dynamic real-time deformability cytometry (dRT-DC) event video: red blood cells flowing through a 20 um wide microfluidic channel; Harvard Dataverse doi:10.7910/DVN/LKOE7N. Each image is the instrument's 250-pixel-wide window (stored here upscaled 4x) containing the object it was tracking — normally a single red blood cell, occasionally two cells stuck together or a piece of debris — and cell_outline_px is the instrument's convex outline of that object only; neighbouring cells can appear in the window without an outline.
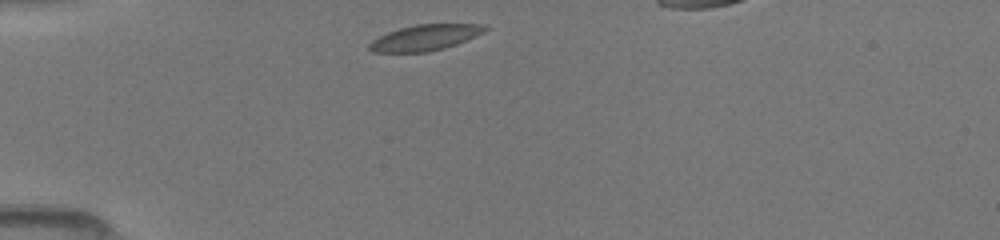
{"species": "common noctule bat (a hibernating species)", "species_latin": "Nyctalus noctula", "temperature_condition": "room temperature", "stored_images_in_passage": 45, "camera_frame_rate_fps": 3000, "um_per_image_px": 0.085, "animal": {"sex": "female", "body_mass_g": 19.5, "forearm_length_mm": 54.1}, "frame": {"image": 1, "passage_image": 1, "time_ms": 0.0, "image_size_px": [1000, 240], "cell_outline_px": [[488, 28], [484, 32], [476, 36], [456, 44], [444, 48], [428, 52], [372, 52], [368, 48], [368, 44], [372, 40], [388, 32], [400, 28], [416, 24], [484, 24]], "centroid_in_image_um": [36.13, 3.19], "position_along_channel_um": 48.9, "area_um2": 17.34}}
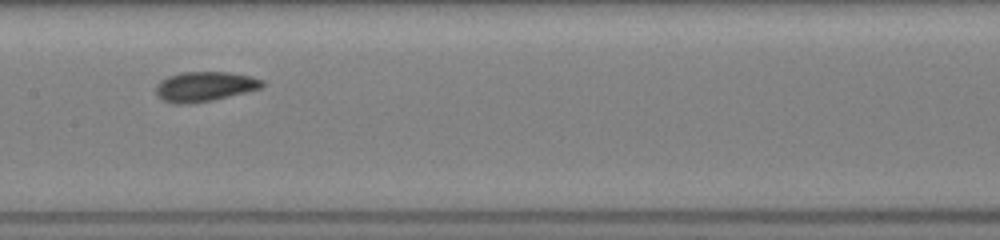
{"frame": {"image": 2, "passage_image": 17, "time_ms": 4.0, "image_size_px": [1000, 240], "cell_outline_px": [[264, 88], [212, 100], [188, 104], [172, 104], [156, 96], [156, 84], [160, 80], [168, 76], [180, 72], [228, 72], [248, 76], [264, 80]], "centroid_in_image_um": [17.38, 7.36], "position_along_channel_um": 190.0, "area_um2": 18.61}}
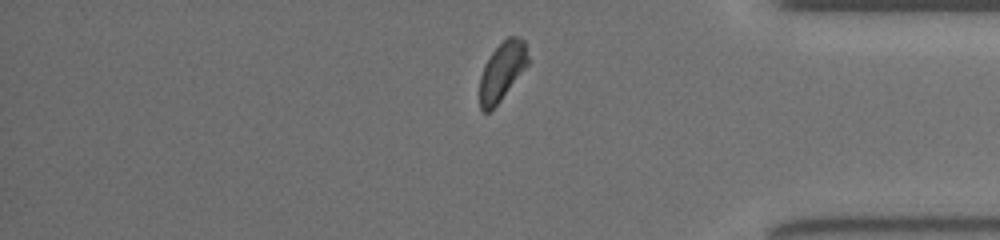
{"frame": {"image": 3, "passage_image": 36, "time_ms": 9.333, "image_size_px": [1000, 240], "cell_outline_px": [[528, 64], [500, 100], [488, 112], [484, 112], [480, 108], [480, 76], [484, 64], [492, 52], [508, 36], [520, 36], [524, 40], [528, 56]], "centroid_in_image_um": [42.67, 6.02], "position_along_channel_um": 392.5, "area_um2": 16.13}}